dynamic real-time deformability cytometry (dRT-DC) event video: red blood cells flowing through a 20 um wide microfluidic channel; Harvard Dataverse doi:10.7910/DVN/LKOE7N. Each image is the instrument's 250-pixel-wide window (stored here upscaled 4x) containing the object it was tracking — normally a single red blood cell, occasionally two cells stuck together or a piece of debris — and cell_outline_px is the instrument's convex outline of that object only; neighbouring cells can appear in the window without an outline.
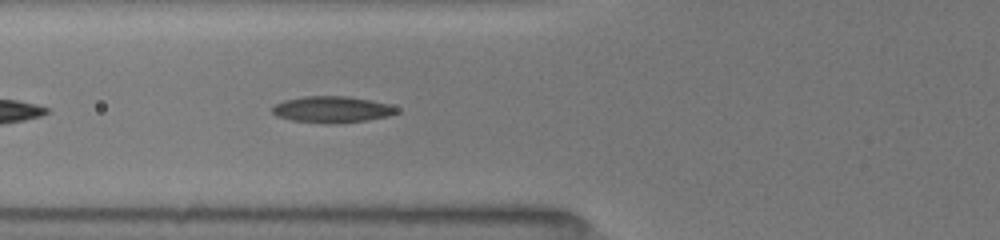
{"species": "common noctule bat (a hibernating species)", "species_latin": "Nyctalus noctula", "temperature_condition": "room temperature", "stored_images_in_passage": 27, "camera_frame_rate_fps": 3000, "um_per_image_px": 0.085, "animal": {"sex": "female", "body_mass_g": 19.5, "forearm_length_mm": 54.1}, "frame": {"image": 1, "passage_image": 7, "time_ms": 1.667, "image_size_px": [1000, 240], "cell_outline_px": [[400, 112], [388, 116], [364, 120], [332, 124], [292, 120], [276, 116], [272, 112], [272, 108], [276, 104], [284, 100], [304, 96], [348, 96], [372, 100], [388, 104], [400, 108]], "centroid_in_image_um": [28.25, 9.29], "position_along_channel_um": 97.6, "area_um2": 19.13}}
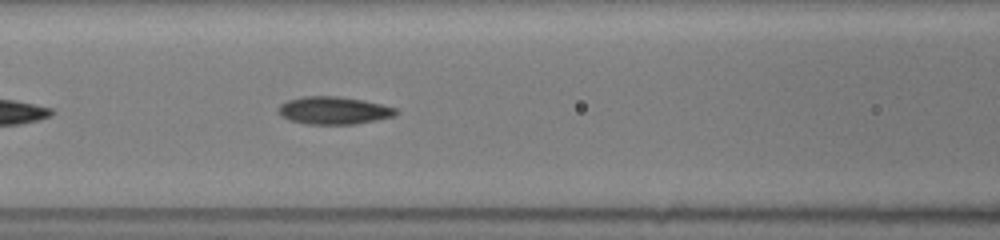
{"frame": {"image": 2, "passage_image": 11, "time_ms": 2.667, "image_size_px": [1000, 240], "cell_outline_px": [[400, 112], [396, 116], [356, 124], [308, 124], [288, 120], [280, 116], [276, 108], [280, 104], [288, 100], [304, 96], [340, 96], [364, 100], [396, 108]], "centroid_in_image_um": [28.36, 9.39], "position_along_channel_um": 138.2, "area_um2": 19.19}}